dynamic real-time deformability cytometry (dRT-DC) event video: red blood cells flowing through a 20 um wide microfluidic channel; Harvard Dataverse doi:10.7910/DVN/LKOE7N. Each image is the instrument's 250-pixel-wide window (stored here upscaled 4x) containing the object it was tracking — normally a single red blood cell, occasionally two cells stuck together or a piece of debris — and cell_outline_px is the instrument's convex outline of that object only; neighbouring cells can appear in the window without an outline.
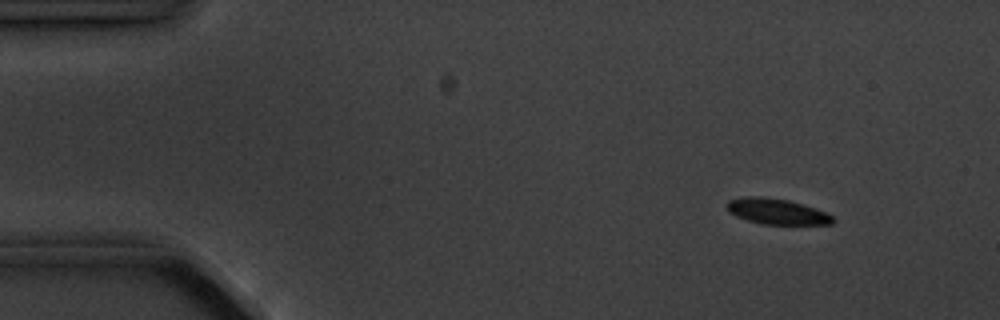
{"species": "common noctule bat (a hibernating species)", "species_latin": "Nyctalus noctula", "temperature_condition": "cold", "stored_images_in_passage": 4, "camera_frame_rate_fps": 3000, "um_per_image_px": 0.085, "animal": {"sex": "male", "body_mass_g": 20.1, "forearm_length_mm": 53.5}, "frame": {"image": 1, "passage_image": 2, "time_ms": 1.333, "image_size_px": [1000, 320], "cell_outline_px": [[836, 220], [832, 224], [760, 224], [736, 216], [728, 212], [724, 204], [728, 200], [748, 196], [760, 196], [788, 200], [816, 208], [832, 216]], "centroid_in_image_um": [65.99, 17.97], "position_along_channel_um": 19.0, "area_um2": 15.9}}